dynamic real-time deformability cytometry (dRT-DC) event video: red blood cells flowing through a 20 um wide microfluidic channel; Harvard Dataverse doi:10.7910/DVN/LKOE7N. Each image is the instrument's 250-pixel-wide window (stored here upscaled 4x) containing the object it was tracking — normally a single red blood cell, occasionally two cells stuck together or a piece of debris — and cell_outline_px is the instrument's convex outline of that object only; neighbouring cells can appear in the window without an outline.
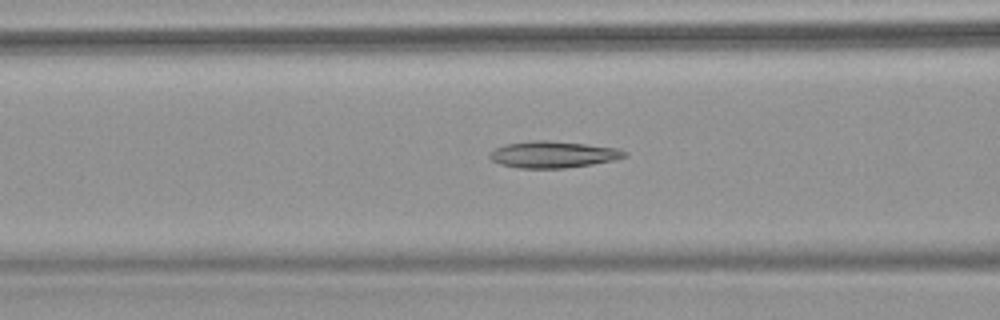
{"species": "common noctule bat (a hibernating species)", "species_latin": "Nyctalus noctula", "temperature_condition": "warm", "stored_images_in_passage": 68, "camera_frame_rate_fps": 3000, "um_per_image_px": 0.085, "animal": {"sex": "female", "body_mass_g": 18.4}, "frame": {"image": 1, "passage_image": 29, "time_ms": 9.333, "image_size_px": [1000, 320], "cell_outline_px": [[628, 152], [624, 156], [612, 160], [592, 164], [564, 168], [520, 168], [500, 164], [492, 160], [488, 156], [488, 152], [496, 148], [508, 144], [536, 140], [548, 140], [584, 144], [616, 148]], "centroid_in_image_um": [46.97, 13.13], "position_along_channel_um": 119.6, "area_um2": 20.58}}
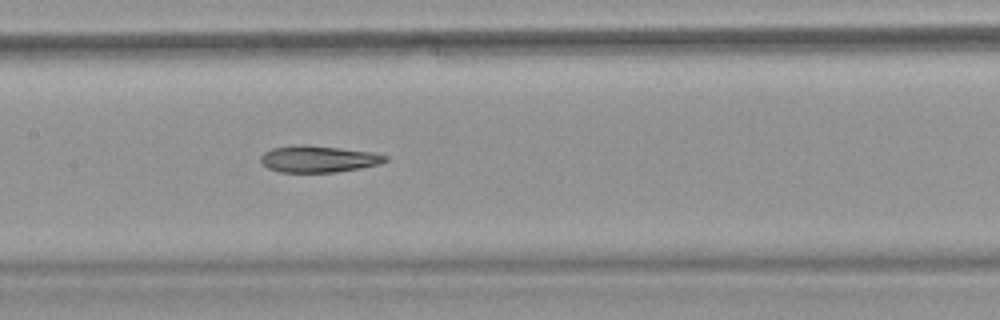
{"frame": {"image": 2, "passage_image": 35, "time_ms": 11.333, "image_size_px": [1000, 320], "cell_outline_px": [[388, 160], [380, 164], [360, 168], [336, 172], [280, 172], [268, 168], [260, 160], [260, 156], [264, 152], [272, 148], [300, 144], [308, 144], [372, 152], [388, 156]], "centroid_in_image_um": [27.07, 13.5], "position_along_channel_um": 180.3, "area_um2": 19.42}}
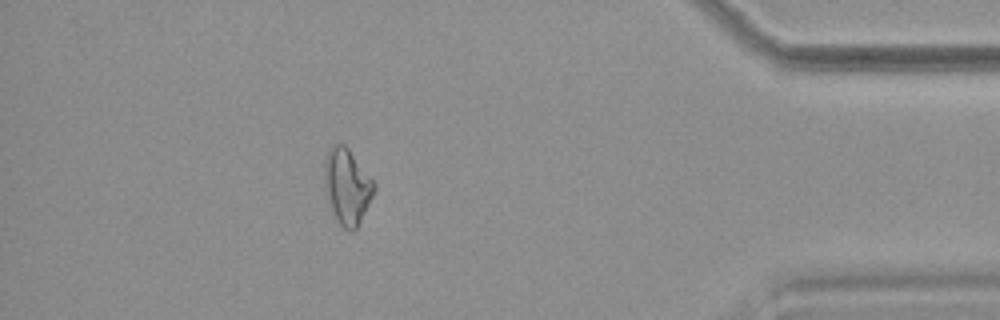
{"frame": {"image": 3, "passage_image": 61, "time_ms": 20.0, "image_size_px": [1000, 320], "cell_outline_px": [[376, 188], [356, 228], [352, 232], [344, 228], [336, 220], [328, 200], [324, 188], [324, 160], [332, 144], [344, 144], [348, 148], [376, 184]], "centroid_in_image_um": [29.48, 15.83], "position_along_channel_um": 405.7, "area_um2": 21.62}}